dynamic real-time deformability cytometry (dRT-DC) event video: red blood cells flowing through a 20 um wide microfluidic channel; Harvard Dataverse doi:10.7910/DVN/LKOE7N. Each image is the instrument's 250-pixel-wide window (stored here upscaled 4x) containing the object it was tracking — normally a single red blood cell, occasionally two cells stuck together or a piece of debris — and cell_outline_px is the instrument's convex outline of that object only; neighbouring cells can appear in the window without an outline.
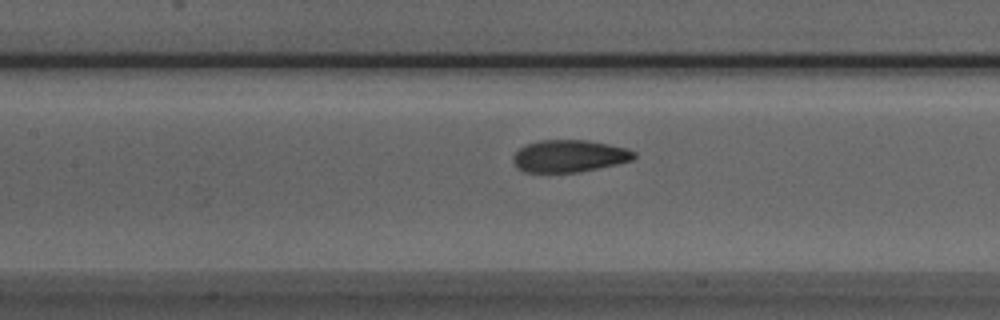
{"species": "Egyptian fruit bat (a non-hibernating species)", "species_latin": "Rousettus aegyptiacus", "temperature_condition": "room temperature", "stored_images_in_passage": 47, "camera_frame_rate_fps": 3000, "um_per_image_px": 0.085, "animal": {"sex": "male"}, "frame": {"image": 1, "passage_image": 23, "time_ms": 7.333, "image_size_px": [1000, 320], "cell_outline_px": [[636, 156], [632, 160], [616, 164], [580, 172], [524, 172], [516, 168], [512, 160], [512, 156], [524, 144], [540, 140], [584, 140], [608, 144], [628, 148], [636, 152]], "centroid_in_image_um": [48.36, 13.26], "position_along_channel_um": 159.0, "area_um2": 22.83}}
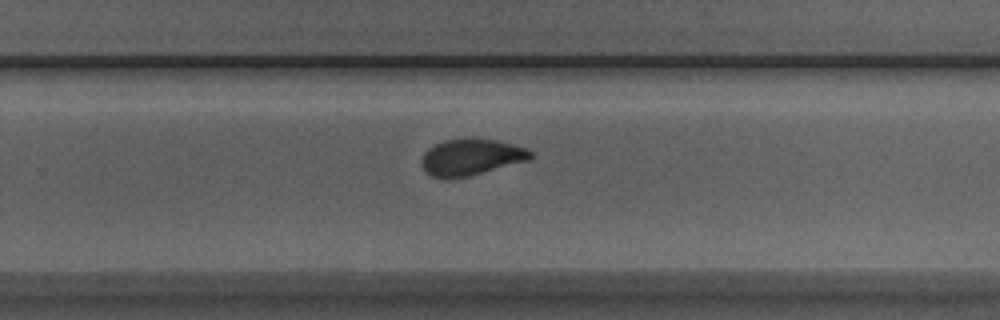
{"frame": {"image": 2, "passage_image": 33, "time_ms": 10.667, "image_size_px": [1000, 320], "cell_outline_px": [[532, 160], [468, 176], [432, 176], [424, 172], [420, 164], [424, 152], [428, 148], [444, 140], [496, 140], [528, 148], [532, 152]], "centroid_in_image_um": [40.08, 13.36], "position_along_channel_um": 289.7, "area_um2": 22.6}}
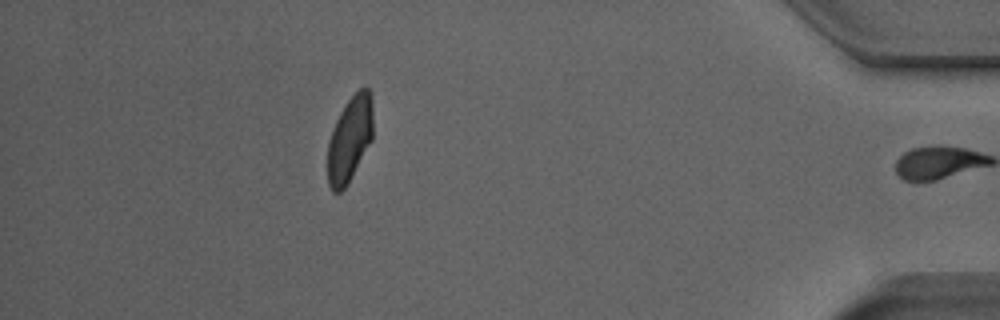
{"frame": {"image": 3, "passage_image": 46, "time_ms": 15.0, "image_size_px": [1000, 320], "cell_outline_px": [[372, 140], [348, 184], [340, 192], [332, 192], [328, 184], [328, 140], [336, 120], [344, 104], [360, 88], [368, 88], [372, 96]], "centroid_in_image_um": [29.73, 11.83], "position_along_channel_um": 405.5, "area_um2": 22.66}, "authors_computed_cell_mechanics": {"area_um2": 23.12, "velocity_mm_per_s": 3.9462, "shape_relaxation_time_tau1_ms": 3.8605, "shape_relaxation_time_tau2_ms": 1.1541, "deformation_change_tau1": 0.1458, "deformation_change_tau2": 0.0674}}